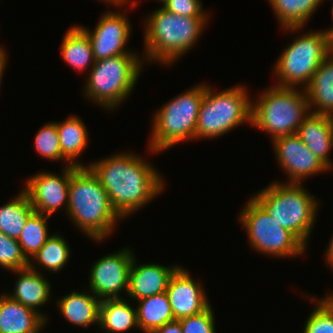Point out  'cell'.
Wrapping results in <instances>:
<instances>
[{
  "label": "cell",
  "mask_w": 333,
  "mask_h": 333,
  "mask_svg": "<svg viewBox=\"0 0 333 333\" xmlns=\"http://www.w3.org/2000/svg\"><path fill=\"white\" fill-rule=\"evenodd\" d=\"M54 122L60 139L62 163L66 162L65 166L87 167V164L77 161L89 143L88 128L84 122L76 115H70L62 122Z\"/></svg>",
  "instance_id": "22"
},
{
  "label": "cell",
  "mask_w": 333,
  "mask_h": 333,
  "mask_svg": "<svg viewBox=\"0 0 333 333\" xmlns=\"http://www.w3.org/2000/svg\"><path fill=\"white\" fill-rule=\"evenodd\" d=\"M166 294L175 320L199 314L211 305L201 281L194 280L183 266L171 276Z\"/></svg>",
  "instance_id": "15"
},
{
  "label": "cell",
  "mask_w": 333,
  "mask_h": 333,
  "mask_svg": "<svg viewBox=\"0 0 333 333\" xmlns=\"http://www.w3.org/2000/svg\"><path fill=\"white\" fill-rule=\"evenodd\" d=\"M302 184L274 181L252 197L279 226L290 231L307 248L320 201Z\"/></svg>",
  "instance_id": "4"
},
{
  "label": "cell",
  "mask_w": 333,
  "mask_h": 333,
  "mask_svg": "<svg viewBox=\"0 0 333 333\" xmlns=\"http://www.w3.org/2000/svg\"><path fill=\"white\" fill-rule=\"evenodd\" d=\"M70 247L63 236L52 234L42 248L29 260L37 261V267L51 272H60L70 259Z\"/></svg>",
  "instance_id": "28"
},
{
  "label": "cell",
  "mask_w": 333,
  "mask_h": 333,
  "mask_svg": "<svg viewBox=\"0 0 333 333\" xmlns=\"http://www.w3.org/2000/svg\"><path fill=\"white\" fill-rule=\"evenodd\" d=\"M134 255L129 273V286L127 295L130 300H141L153 295L166 292L169 280L181 266H163L149 263L138 264Z\"/></svg>",
  "instance_id": "16"
},
{
  "label": "cell",
  "mask_w": 333,
  "mask_h": 333,
  "mask_svg": "<svg viewBox=\"0 0 333 333\" xmlns=\"http://www.w3.org/2000/svg\"><path fill=\"white\" fill-rule=\"evenodd\" d=\"M238 221L253 251L277 258L306 253L307 248L290 231L279 226L252 196L240 211Z\"/></svg>",
  "instance_id": "10"
},
{
  "label": "cell",
  "mask_w": 333,
  "mask_h": 333,
  "mask_svg": "<svg viewBox=\"0 0 333 333\" xmlns=\"http://www.w3.org/2000/svg\"><path fill=\"white\" fill-rule=\"evenodd\" d=\"M43 329H44V328H42V330L40 329V330H39L38 332H36V333H43V332H42V331H43Z\"/></svg>",
  "instance_id": "42"
},
{
  "label": "cell",
  "mask_w": 333,
  "mask_h": 333,
  "mask_svg": "<svg viewBox=\"0 0 333 333\" xmlns=\"http://www.w3.org/2000/svg\"><path fill=\"white\" fill-rule=\"evenodd\" d=\"M35 263L29 262L28 268L12 271L14 274L17 273L18 277L16 278L13 293L6 292V294L26 307L40 313L48 320V315L42 313L43 311L38 309V307L44 306V304L50 301L51 284L43 276L42 271L35 266Z\"/></svg>",
  "instance_id": "17"
},
{
  "label": "cell",
  "mask_w": 333,
  "mask_h": 333,
  "mask_svg": "<svg viewBox=\"0 0 333 333\" xmlns=\"http://www.w3.org/2000/svg\"><path fill=\"white\" fill-rule=\"evenodd\" d=\"M122 248L93 262L89 275V290L100 300L121 297L128 292L129 273L134 253Z\"/></svg>",
  "instance_id": "11"
},
{
  "label": "cell",
  "mask_w": 333,
  "mask_h": 333,
  "mask_svg": "<svg viewBox=\"0 0 333 333\" xmlns=\"http://www.w3.org/2000/svg\"><path fill=\"white\" fill-rule=\"evenodd\" d=\"M209 18L175 15L160 7L144 20L143 61L172 65L201 37Z\"/></svg>",
  "instance_id": "3"
},
{
  "label": "cell",
  "mask_w": 333,
  "mask_h": 333,
  "mask_svg": "<svg viewBox=\"0 0 333 333\" xmlns=\"http://www.w3.org/2000/svg\"><path fill=\"white\" fill-rule=\"evenodd\" d=\"M245 86H232L215 92L206 84L199 109L196 139H213L244 123L251 125L252 100Z\"/></svg>",
  "instance_id": "8"
},
{
  "label": "cell",
  "mask_w": 333,
  "mask_h": 333,
  "mask_svg": "<svg viewBox=\"0 0 333 333\" xmlns=\"http://www.w3.org/2000/svg\"><path fill=\"white\" fill-rule=\"evenodd\" d=\"M68 218L76 228L95 242L113 234L122 218L113 209L99 178L87 167L70 165Z\"/></svg>",
  "instance_id": "2"
},
{
  "label": "cell",
  "mask_w": 333,
  "mask_h": 333,
  "mask_svg": "<svg viewBox=\"0 0 333 333\" xmlns=\"http://www.w3.org/2000/svg\"><path fill=\"white\" fill-rule=\"evenodd\" d=\"M272 142L277 164L288 175L287 183H302L308 177L330 170L297 134L282 136Z\"/></svg>",
  "instance_id": "13"
},
{
  "label": "cell",
  "mask_w": 333,
  "mask_h": 333,
  "mask_svg": "<svg viewBox=\"0 0 333 333\" xmlns=\"http://www.w3.org/2000/svg\"><path fill=\"white\" fill-rule=\"evenodd\" d=\"M59 174L41 171L26 180L23 190L35 212L51 216L61 207L67 212L70 165Z\"/></svg>",
  "instance_id": "14"
},
{
  "label": "cell",
  "mask_w": 333,
  "mask_h": 333,
  "mask_svg": "<svg viewBox=\"0 0 333 333\" xmlns=\"http://www.w3.org/2000/svg\"><path fill=\"white\" fill-rule=\"evenodd\" d=\"M139 57L122 54L95 61L84 85L85 98L107 111L118 108L138 82L144 64Z\"/></svg>",
  "instance_id": "6"
},
{
  "label": "cell",
  "mask_w": 333,
  "mask_h": 333,
  "mask_svg": "<svg viewBox=\"0 0 333 333\" xmlns=\"http://www.w3.org/2000/svg\"><path fill=\"white\" fill-rule=\"evenodd\" d=\"M47 323L40 313L6 293L0 294V333H36Z\"/></svg>",
  "instance_id": "19"
},
{
  "label": "cell",
  "mask_w": 333,
  "mask_h": 333,
  "mask_svg": "<svg viewBox=\"0 0 333 333\" xmlns=\"http://www.w3.org/2000/svg\"><path fill=\"white\" fill-rule=\"evenodd\" d=\"M201 0H165L162 7L175 15L192 18H209Z\"/></svg>",
  "instance_id": "34"
},
{
  "label": "cell",
  "mask_w": 333,
  "mask_h": 333,
  "mask_svg": "<svg viewBox=\"0 0 333 333\" xmlns=\"http://www.w3.org/2000/svg\"><path fill=\"white\" fill-rule=\"evenodd\" d=\"M206 84L187 89L153 114L149 152L158 154L182 141L196 139V125Z\"/></svg>",
  "instance_id": "7"
},
{
  "label": "cell",
  "mask_w": 333,
  "mask_h": 333,
  "mask_svg": "<svg viewBox=\"0 0 333 333\" xmlns=\"http://www.w3.org/2000/svg\"><path fill=\"white\" fill-rule=\"evenodd\" d=\"M33 212L29 197L22 189L12 201L0 206V232L18 239L28 217Z\"/></svg>",
  "instance_id": "27"
},
{
  "label": "cell",
  "mask_w": 333,
  "mask_h": 333,
  "mask_svg": "<svg viewBox=\"0 0 333 333\" xmlns=\"http://www.w3.org/2000/svg\"><path fill=\"white\" fill-rule=\"evenodd\" d=\"M138 327L137 309L128 299H104L100 303L99 326L104 333H125Z\"/></svg>",
  "instance_id": "23"
},
{
  "label": "cell",
  "mask_w": 333,
  "mask_h": 333,
  "mask_svg": "<svg viewBox=\"0 0 333 333\" xmlns=\"http://www.w3.org/2000/svg\"><path fill=\"white\" fill-rule=\"evenodd\" d=\"M29 260L23 254L17 239L0 232V267L9 272L28 268Z\"/></svg>",
  "instance_id": "32"
},
{
  "label": "cell",
  "mask_w": 333,
  "mask_h": 333,
  "mask_svg": "<svg viewBox=\"0 0 333 333\" xmlns=\"http://www.w3.org/2000/svg\"><path fill=\"white\" fill-rule=\"evenodd\" d=\"M270 87L263 90L255 102L252 100L251 126L271 135L272 142L296 134L311 112L304 88Z\"/></svg>",
  "instance_id": "5"
},
{
  "label": "cell",
  "mask_w": 333,
  "mask_h": 333,
  "mask_svg": "<svg viewBox=\"0 0 333 333\" xmlns=\"http://www.w3.org/2000/svg\"><path fill=\"white\" fill-rule=\"evenodd\" d=\"M8 54L6 53V50H4V48H1L0 49V85H1V80H2V77H3V74H4V70L5 67L7 66V56Z\"/></svg>",
  "instance_id": "38"
},
{
  "label": "cell",
  "mask_w": 333,
  "mask_h": 333,
  "mask_svg": "<svg viewBox=\"0 0 333 333\" xmlns=\"http://www.w3.org/2000/svg\"><path fill=\"white\" fill-rule=\"evenodd\" d=\"M210 305L199 314L179 319L183 333H216L215 316Z\"/></svg>",
  "instance_id": "33"
},
{
  "label": "cell",
  "mask_w": 333,
  "mask_h": 333,
  "mask_svg": "<svg viewBox=\"0 0 333 333\" xmlns=\"http://www.w3.org/2000/svg\"><path fill=\"white\" fill-rule=\"evenodd\" d=\"M326 32L328 35L329 55L333 56V26L327 28Z\"/></svg>",
  "instance_id": "39"
},
{
  "label": "cell",
  "mask_w": 333,
  "mask_h": 333,
  "mask_svg": "<svg viewBox=\"0 0 333 333\" xmlns=\"http://www.w3.org/2000/svg\"><path fill=\"white\" fill-rule=\"evenodd\" d=\"M153 333H183L179 320L165 323L162 327L156 329Z\"/></svg>",
  "instance_id": "35"
},
{
  "label": "cell",
  "mask_w": 333,
  "mask_h": 333,
  "mask_svg": "<svg viewBox=\"0 0 333 333\" xmlns=\"http://www.w3.org/2000/svg\"><path fill=\"white\" fill-rule=\"evenodd\" d=\"M328 246L325 251V261L327 262V266L332 270L333 269V233L331 235V239L328 242ZM333 271V270H332Z\"/></svg>",
  "instance_id": "36"
},
{
  "label": "cell",
  "mask_w": 333,
  "mask_h": 333,
  "mask_svg": "<svg viewBox=\"0 0 333 333\" xmlns=\"http://www.w3.org/2000/svg\"><path fill=\"white\" fill-rule=\"evenodd\" d=\"M34 148L42 158L61 161L62 151L56 123L48 122L40 127L34 138Z\"/></svg>",
  "instance_id": "31"
},
{
  "label": "cell",
  "mask_w": 333,
  "mask_h": 333,
  "mask_svg": "<svg viewBox=\"0 0 333 333\" xmlns=\"http://www.w3.org/2000/svg\"><path fill=\"white\" fill-rule=\"evenodd\" d=\"M158 3H163L165 0H156Z\"/></svg>",
  "instance_id": "41"
},
{
  "label": "cell",
  "mask_w": 333,
  "mask_h": 333,
  "mask_svg": "<svg viewBox=\"0 0 333 333\" xmlns=\"http://www.w3.org/2000/svg\"><path fill=\"white\" fill-rule=\"evenodd\" d=\"M296 134L321 162L333 170V162L329 158L333 149L332 116L310 113Z\"/></svg>",
  "instance_id": "18"
},
{
  "label": "cell",
  "mask_w": 333,
  "mask_h": 333,
  "mask_svg": "<svg viewBox=\"0 0 333 333\" xmlns=\"http://www.w3.org/2000/svg\"><path fill=\"white\" fill-rule=\"evenodd\" d=\"M323 298L308 296L307 300L316 303L305 322L303 333H333V294Z\"/></svg>",
  "instance_id": "30"
},
{
  "label": "cell",
  "mask_w": 333,
  "mask_h": 333,
  "mask_svg": "<svg viewBox=\"0 0 333 333\" xmlns=\"http://www.w3.org/2000/svg\"><path fill=\"white\" fill-rule=\"evenodd\" d=\"M50 217L35 211L28 217L17 239L23 254L28 260H31L51 236L48 234L49 230L47 226V220Z\"/></svg>",
  "instance_id": "29"
},
{
  "label": "cell",
  "mask_w": 333,
  "mask_h": 333,
  "mask_svg": "<svg viewBox=\"0 0 333 333\" xmlns=\"http://www.w3.org/2000/svg\"><path fill=\"white\" fill-rule=\"evenodd\" d=\"M141 155L119 152L91 162L113 209L123 219L151 202L165 189V180Z\"/></svg>",
  "instance_id": "1"
},
{
  "label": "cell",
  "mask_w": 333,
  "mask_h": 333,
  "mask_svg": "<svg viewBox=\"0 0 333 333\" xmlns=\"http://www.w3.org/2000/svg\"><path fill=\"white\" fill-rule=\"evenodd\" d=\"M304 89L311 113L333 117V56L320 63Z\"/></svg>",
  "instance_id": "21"
},
{
  "label": "cell",
  "mask_w": 333,
  "mask_h": 333,
  "mask_svg": "<svg viewBox=\"0 0 333 333\" xmlns=\"http://www.w3.org/2000/svg\"><path fill=\"white\" fill-rule=\"evenodd\" d=\"M100 1H103L104 3H107V4H111L112 6L114 5V6H116V8L117 7H122V6H125L126 4L128 5V3H129V8L130 7H136L137 5V3H138V0H133V2H132V0L130 1V0H100Z\"/></svg>",
  "instance_id": "37"
},
{
  "label": "cell",
  "mask_w": 333,
  "mask_h": 333,
  "mask_svg": "<svg viewBox=\"0 0 333 333\" xmlns=\"http://www.w3.org/2000/svg\"><path fill=\"white\" fill-rule=\"evenodd\" d=\"M100 303L101 300L90 290L82 293L73 290L58 299L56 304L61 317L63 316L67 322L82 328H88L94 324L99 326Z\"/></svg>",
  "instance_id": "20"
},
{
  "label": "cell",
  "mask_w": 333,
  "mask_h": 333,
  "mask_svg": "<svg viewBox=\"0 0 333 333\" xmlns=\"http://www.w3.org/2000/svg\"><path fill=\"white\" fill-rule=\"evenodd\" d=\"M78 26L91 41L95 61L122 54H138L126 48L132 34V25L122 11L104 12L92 31L85 26Z\"/></svg>",
  "instance_id": "12"
},
{
  "label": "cell",
  "mask_w": 333,
  "mask_h": 333,
  "mask_svg": "<svg viewBox=\"0 0 333 333\" xmlns=\"http://www.w3.org/2000/svg\"><path fill=\"white\" fill-rule=\"evenodd\" d=\"M329 55L325 30L311 31L295 37L274 63L276 86L305 88L320 63ZM300 85V86H299Z\"/></svg>",
  "instance_id": "9"
},
{
  "label": "cell",
  "mask_w": 333,
  "mask_h": 333,
  "mask_svg": "<svg viewBox=\"0 0 333 333\" xmlns=\"http://www.w3.org/2000/svg\"><path fill=\"white\" fill-rule=\"evenodd\" d=\"M137 323L143 333H153L165 323L174 321L166 292L137 301Z\"/></svg>",
  "instance_id": "26"
},
{
  "label": "cell",
  "mask_w": 333,
  "mask_h": 333,
  "mask_svg": "<svg viewBox=\"0 0 333 333\" xmlns=\"http://www.w3.org/2000/svg\"><path fill=\"white\" fill-rule=\"evenodd\" d=\"M59 50L63 61L79 72L91 69L95 63L91 41L78 25L65 32Z\"/></svg>",
  "instance_id": "25"
},
{
  "label": "cell",
  "mask_w": 333,
  "mask_h": 333,
  "mask_svg": "<svg viewBox=\"0 0 333 333\" xmlns=\"http://www.w3.org/2000/svg\"><path fill=\"white\" fill-rule=\"evenodd\" d=\"M333 1V0H332ZM332 13V19H333V2H332V11H331ZM333 22V21H332Z\"/></svg>",
  "instance_id": "40"
},
{
  "label": "cell",
  "mask_w": 333,
  "mask_h": 333,
  "mask_svg": "<svg viewBox=\"0 0 333 333\" xmlns=\"http://www.w3.org/2000/svg\"><path fill=\"white\" fill-rule=\"evenodd\" d=\"M324 0H268L281 29L299 32ZM320 4V5H319Z\"/></svg>",
  "instance_id": "24"
}]
</instances>
